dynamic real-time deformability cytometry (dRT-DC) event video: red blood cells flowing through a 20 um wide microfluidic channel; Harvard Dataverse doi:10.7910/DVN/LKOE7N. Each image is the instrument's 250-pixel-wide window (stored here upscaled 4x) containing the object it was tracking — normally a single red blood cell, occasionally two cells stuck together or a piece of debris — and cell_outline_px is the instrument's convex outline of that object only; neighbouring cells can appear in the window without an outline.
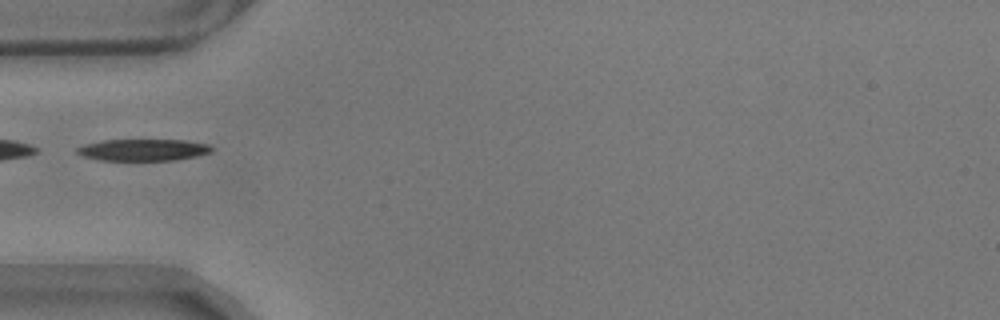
{"species": "common noctule bat (a hibernating species)", "species_latin": "Nyctalus noctula", "temperature_condition": "warm", "stored_images_in_passage": 20, "camera_frame_rate_fps": 3000, "um_per_image_px": 0.085, "animal": {"sex": "male", "body_mass_g": 17.9}, "frame": {"image": 1, "passage_image": 1, "time_ms": 0.0, "image_size_px": [1000, 320], "cell_outline_px": [[212, 152], [196, 156], [176, 160], [100, 160], [84, 156], [76, 152], [76, 148], [84, 144], [104, 140], [188, 140], [208, 144], [212, 148]], "centroid_in_image_um": [12.19, 12.73], "position_along_channel_um": 72.8, "area_um2": 16.99}}